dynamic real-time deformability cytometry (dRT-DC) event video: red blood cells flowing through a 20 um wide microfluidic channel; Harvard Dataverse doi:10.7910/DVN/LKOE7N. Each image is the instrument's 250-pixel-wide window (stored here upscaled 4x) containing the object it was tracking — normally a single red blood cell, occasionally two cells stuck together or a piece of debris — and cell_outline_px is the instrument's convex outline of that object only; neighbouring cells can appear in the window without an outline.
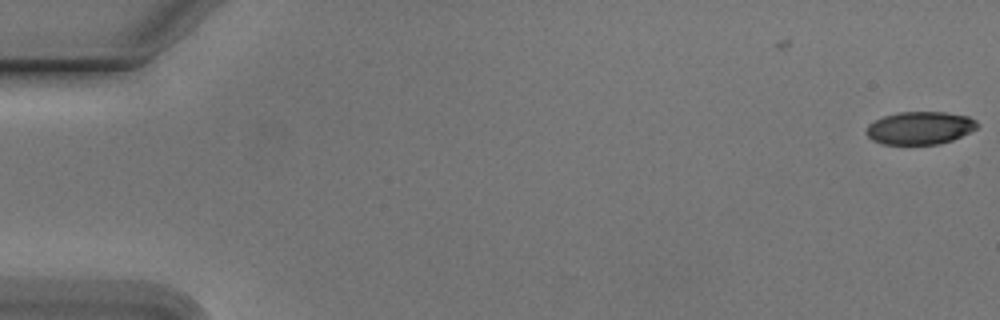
{"species": "Egyptian fruit bat (a non-hibernating species)", "species_latin": "Rousettus aegyptiacus", "temperature_condition": "cold", "stored_images_in_passage": 2, "camera_frame_rate_fps": 3000, "um_per_image_px": 0.085, "animal": {"sex": "male"}, "frame": {"image": 1, "passage_image": 2, "time_ms": 0.333, "image_size_px": [1000, 320], "cell_outline_px": [[980, 124], [976, 128], [952, 140], [940, 144], [884, 144], [872, 140], [864, 132], [868, 124], [884, 116], [896, 112], [944, 112], [968, 116], [976, 120]], "centroid_in_image_um": [78.17, 10.87], "position_along_channel_um": 6.8, "area_um2": 21.21}}